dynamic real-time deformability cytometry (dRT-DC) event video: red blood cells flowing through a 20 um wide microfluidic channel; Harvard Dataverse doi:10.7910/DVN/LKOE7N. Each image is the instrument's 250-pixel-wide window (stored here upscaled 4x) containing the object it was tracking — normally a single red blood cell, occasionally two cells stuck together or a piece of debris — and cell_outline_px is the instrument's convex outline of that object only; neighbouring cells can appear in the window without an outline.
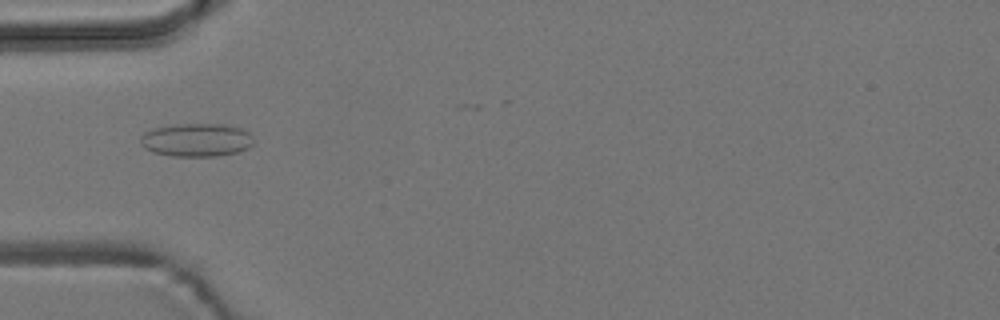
{"species": "common noctule bat (a hibernating species)", "species_latin": "Nyctalus noctula", "temperature_condition": "room temperature", "stored_images_in_passage": 7, "camera_frame_rate_fps": 3000, "um_per_image_px": 0.085, "animal": {"sex": "male", "body_mass_g": 19.2, "forearm_length_mm": 51.8}, "frame": {"image": 1, "passage_image": 4, "time_ms": 4.667, "image_size_px": [1000, 320], "cell_outline_px": [[252, 144], [248, 148], [236, 152], [216, 156], [172, 156], [152, 152], [144, 148], [140, 144], [140, 136], [144, 132], [152, 128], [176, 124], [224, 124], [240, 128], [248, 132], [252, 136]], "centroid_in_image_um": [16.65, 11.89], "position_along_channel_um": 68.4, "area_um2": 22.02}}
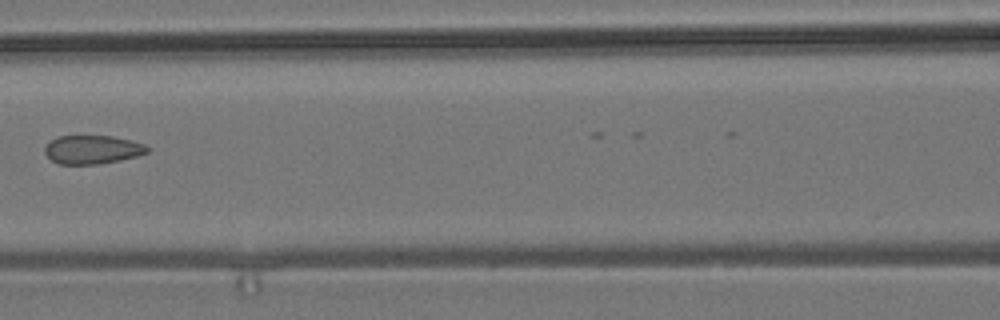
{"frame": {"image": 2, "passage_image": 6, "time_ms": 7.0, "image_size_px": [1000, 320], "cell_outline_px": [[152, 148], [148, 152], [136, 156], [120, 160], [100, 164], [60, 164], [52, 160], [44, 152], [44, 144], [56, 136], [112, 136], [144, 144]], "centroid_in_image_um": [7.83, 12.71], "position_along_channel_um": 158.8, "area_um2": 17.17}}
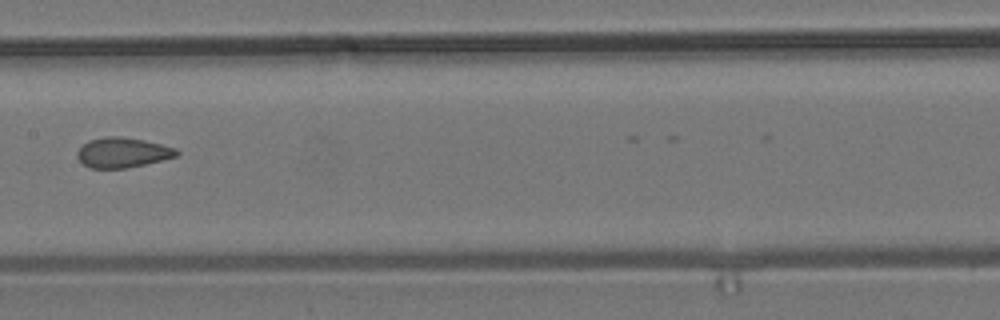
{"frame": {"image": 3, "passage_image": 7, "time_ms": 8.0, "image_size_px": [1000, 320], "cell_outline_px": [[180, 156], [144, 164], [124, 168], [92, 168], [84, 164], [76, 156], [76, 152], [88, 140], [104, 136], [120, 136], [144, 140], [176, 148], [180, 152]], "centroid_in_image_um": [10.44, 12.95], "position_along_channel_um": 197.0, "area_um2": 17.4}}